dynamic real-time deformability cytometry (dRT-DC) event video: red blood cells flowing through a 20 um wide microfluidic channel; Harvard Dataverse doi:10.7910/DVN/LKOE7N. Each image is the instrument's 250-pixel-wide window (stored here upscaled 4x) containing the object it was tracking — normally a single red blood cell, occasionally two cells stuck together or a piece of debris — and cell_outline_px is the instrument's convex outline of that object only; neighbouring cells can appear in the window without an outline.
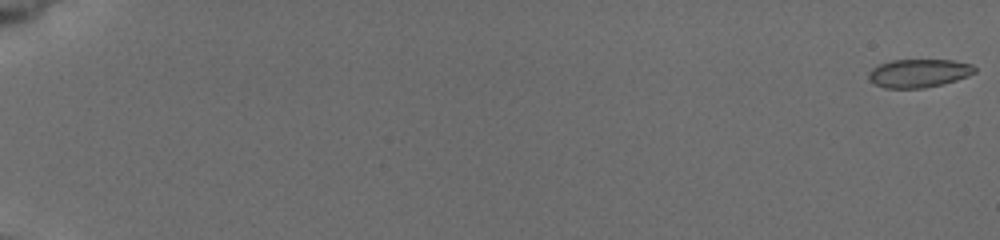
{"species": "common noctule bat (a hibernating species)", "species_latin": "Nyctalus noctula", "temperature_condition": "cold", "stored_images_in_passage": 9, "camera_frame_rate_fps": 3000, "um_per_image_px": 0.085, "animal": {"sex": "female", "body_mass_g": 19.5, "forearm_length_mm": 54.1}, "frame": {"image": 1, "passage_image": 1, "time_ms": 0.0, "image_size_px": [1000, 240], "cell_outline_px": [[976, 72], [968, 76], [956, 80], [924, 88], [884, 88], [868, 80], [868, 72], [872, 68], [880, 64], [892, 60], [952, 60], [972, 64], [976, 68]], "centroid_in_image_um": [78.09, 6.22], "position_along_channel_um": 6.9, "area_um2": 17.51}}
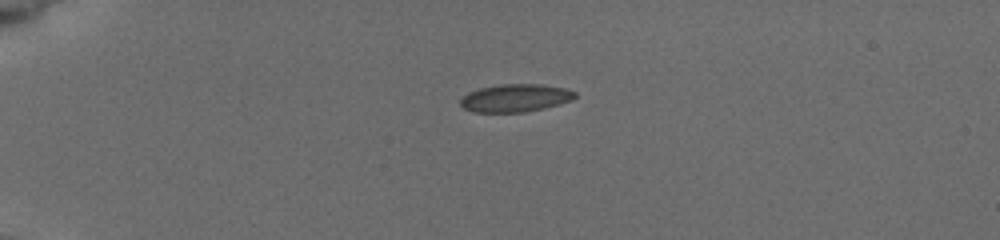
{"frame": {"image": 2, "passage_image": 6, "time_ms": 5.0, "image_size_px": [1000, 240], "cell_outline_px": [[576, 96], [572, 100], [544, 108], [524, 112], [472, 112], [464, 108], [460, 104], [460, 96], [468, 92], [480, 88], [504, 84], [540, 84], [564, 88], [576, 92]], "centroid_in_image_um": [43.77, 8.33], "position_along_channel_um": 41.2, "area_um2": 18.55}}
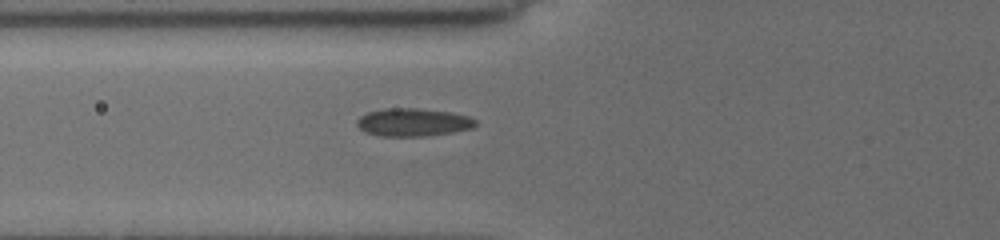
{"frame": {"image": 3, "passage_image": 9, "time_ms": 7.667, "image_size_px": [1000, 240], "cell_outline_px": [[476, 124], [472, 128], [452, 132], [424, 136], [380, 136], [364, 132], [356, 124], [356, 120], [360, 116], [368, 112], [388, 108], [416, 108], [448, 112], [468, 116], [476, 120]], "centroid_in_image_um": [35.08, 10.4], "position_along_channel_um": 90.7, "area_um2": 19.19}}